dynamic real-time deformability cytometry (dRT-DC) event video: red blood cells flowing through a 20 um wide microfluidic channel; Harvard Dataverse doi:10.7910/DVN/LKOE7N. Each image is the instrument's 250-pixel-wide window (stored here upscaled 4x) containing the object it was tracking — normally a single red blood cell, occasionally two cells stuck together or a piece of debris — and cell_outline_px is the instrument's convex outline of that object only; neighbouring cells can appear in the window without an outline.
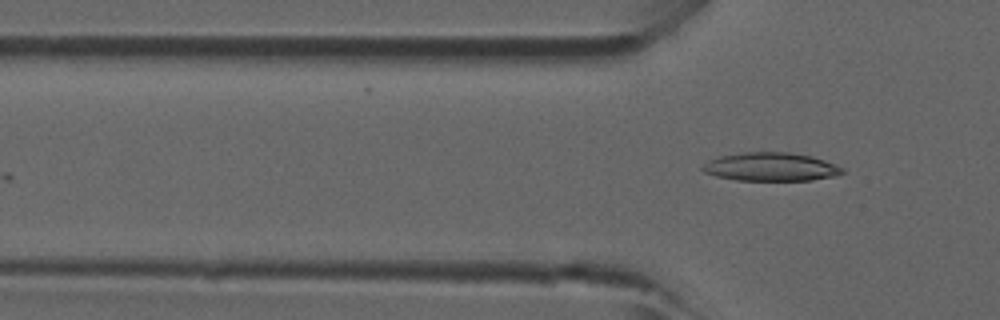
{"species": "common noctule bat (a hibernating species)", "species_latin": "Nyctalus noctula", "temperature_condition": "room temperature", "stored_images_in_passage": 4, "camera_frame_rate_fps": 3000, "um_per_image_px": 0.085, "animal": {"sex": "male", "forearm_length_mm": 52.5}, "frame": {"image": 1, "passage_image": 4, "time_ms": 1.0, "image_size_px": [1000, 320], "cell_outline_px": [[844, 172], [832, 176], [812, 180], [736, 180], [716, 176], [704, 172], [700, 168], [708, 160], [720, 156], [744, 152], [788, 152], [812, 156], [824, 160], [844, 168]], "centroid_in_image_um": [65.49, 14.18], "position_along_channel_um": 60.3, "area_um2": 23.06}}